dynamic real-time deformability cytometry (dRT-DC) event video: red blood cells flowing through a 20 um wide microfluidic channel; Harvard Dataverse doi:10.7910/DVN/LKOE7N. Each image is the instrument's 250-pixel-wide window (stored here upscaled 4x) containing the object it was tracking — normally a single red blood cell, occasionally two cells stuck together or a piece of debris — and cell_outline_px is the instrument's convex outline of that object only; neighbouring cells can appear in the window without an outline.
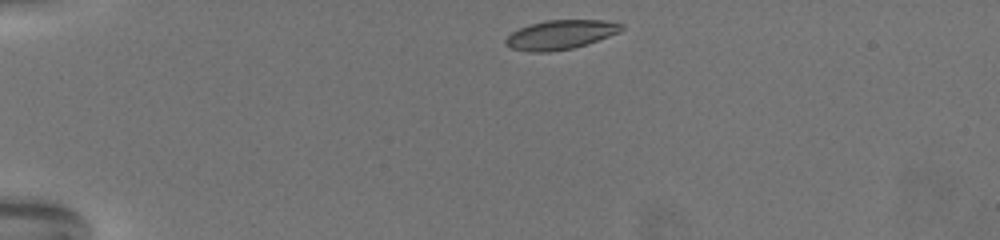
{"species": "common noctule bat (a hibernating species)", "species_latin": "Nyctalus noctula", "temperature_condition": "warm", "stored_images_in_passage": 46, "camera_frame_rate_fps": 3000, "um_per_image_px": 0.085, "animal": {"sex": "female", "body_mass_g": 19.5, "forearm_length_mm": 54.1}, "frame": {"image": 1, "passage_image": 1, "time_ms": 0.0, "image_size_px": [1000, 240], "cell_outline_px": [[624, 28], [620, 32], [572, 48], [548, 52], [528, 52], [512, 48], [504, 44], [504, 40], [512, 32], [520, 28], [544, 20], [604, 20], [624, 24]], "centroid_in_image_um": [47.63, 2.94], "position_along_channel_um": 37.4, "area_um2": 19.54}}
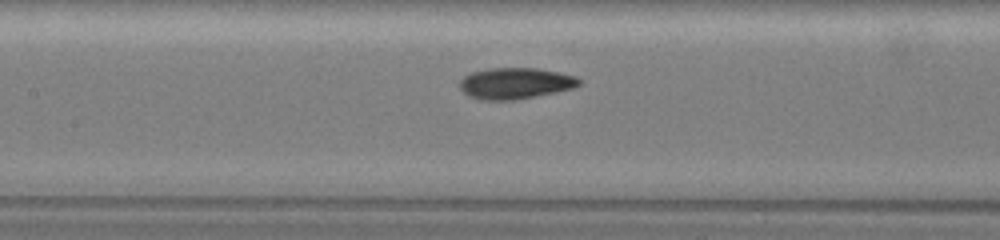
{"frame": {"image": 2, "passage_image": 20, "time_ms": 6.333, "image_size_px": [1000, 240], "cell_outline_px": [[580, 84], [572, 88], [556, 92], [516, 100], [480, 100], [468, 96], [460, 88], [460, 80], [464, 76], [472, 72], [488, 68], [536, 68], [560, 72], [576, 76], [580, 80]], "centroid_in_image_um": [43.79, 7.08], "position_along_channel_um": 163.6, "area_um2": 21.79}}
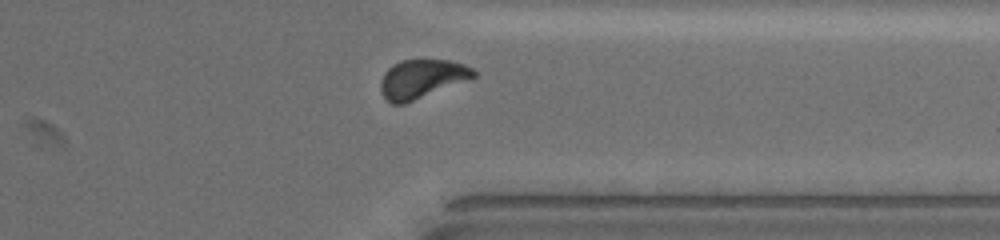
{"frame": {"image": 3, "passage_image": 41, "time_ms": 13.333, "image_size_px": [1000, 240], "cell_outline_px": [[476, 76], [404, 104], [392, 104], [380, 92], [380, 80], [384, 72], [392, 64], [400, 60], [448, 60], [464, 64], [472, 68], [476, 72]], "centroid_in_image_um": [35.8, 6.69], "position_along_channel_um": 375.6, "area_um2": 20.81}, "authors_computed_cell_mechanics": {"area_um2": 21.1837, "velocity_mm_per_s": 3.0387, "shape_relaxation_time_tau1_ms": 3.0211, "shape_relaxation_time_tau2_ms": 2.7034, "deformation_change_tau1": 0.1297, "deformation_change_tau2": 0.0793}}